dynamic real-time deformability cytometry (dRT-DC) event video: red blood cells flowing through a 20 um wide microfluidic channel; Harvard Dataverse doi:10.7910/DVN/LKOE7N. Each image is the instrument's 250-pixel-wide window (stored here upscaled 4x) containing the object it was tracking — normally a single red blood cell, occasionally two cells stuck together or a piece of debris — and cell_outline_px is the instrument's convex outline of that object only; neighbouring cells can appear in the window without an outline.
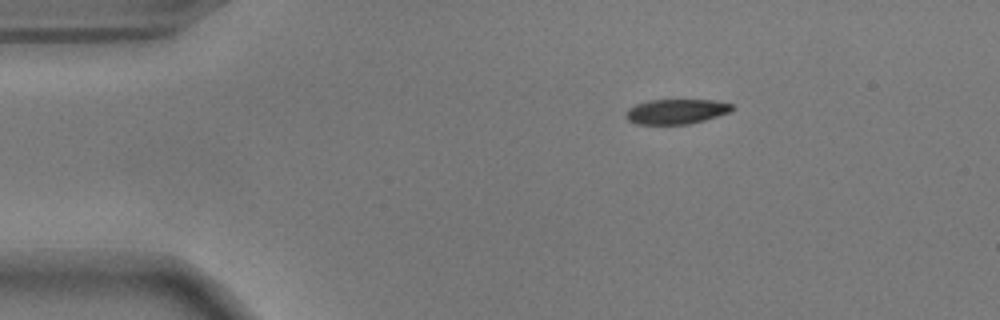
{"species": "common noctule bat (a hibernating species)", "species_latin": "Nyctalus noctula", "temperature_condition": "warm", "stored_images_in_passage": 10, "camera_frame_rate_fps": 3000, "um_per_image_px": 0.085, "animal": {"sex": "male", "body_mass_g": 17.9}, "frame": {"image": 1, "passage_image": 1, "time_ms": 0.0, "image_size_px": [1000, 320], "cell_outline_px": [[732, 108], [728, 112], [704, 120], [688, 124], [636, 124], [628, 120], [624, 116], [628, 108], [636, 104], [648, 100], [712, 100], [732, 104]], "centroid_in_image_um": [57.41, 9.48], "position_along_channel_um": 27.6, "area_um2": 15.26}}
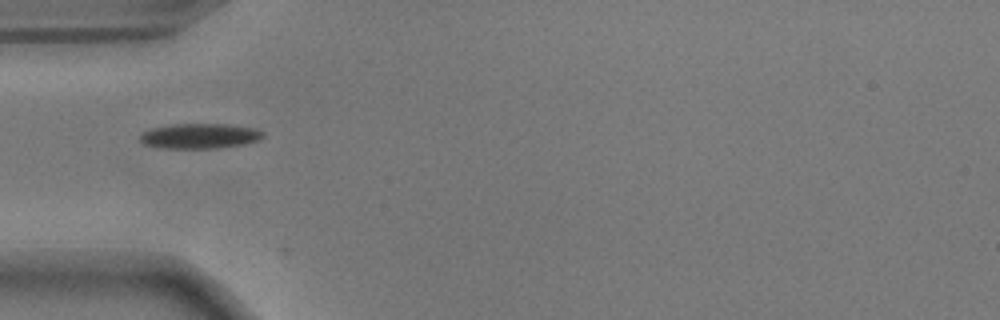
{"frame": {"image": 2, "passage_image": 9, "time_ms": 2.667, "image_size_px": [1000, 320], "cell_outline_px": [[264, 136], [260, 140], [244, 144], [216, 148], [164, 148], [144, 144], [140, 140], [140, 136], [144, 132], [152, 128], [172, 124], [228, 124], [256, 128], [264, 132]], "centroid_in_image_um": [17.03, 11.55], "position_along_channel_um": 68.0, "area_um2": 17.98}}